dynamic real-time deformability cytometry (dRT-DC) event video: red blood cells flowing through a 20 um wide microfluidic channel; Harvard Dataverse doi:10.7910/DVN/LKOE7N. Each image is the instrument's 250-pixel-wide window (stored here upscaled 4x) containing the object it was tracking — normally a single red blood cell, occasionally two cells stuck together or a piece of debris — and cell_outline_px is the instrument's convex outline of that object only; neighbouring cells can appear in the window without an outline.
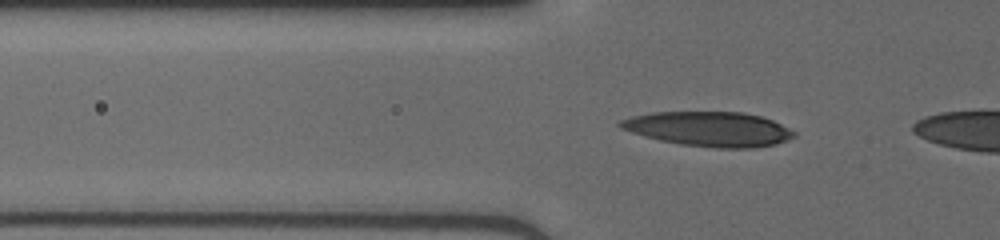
{"species": "human", "species_latin": "Homo sapiens", "temperature_condition": "cold", "stored_images_in_passage": 36, "camera_frame_rate_fps": 3000, "um_per_image_px": 0.085, "donor": {"sex": "male"}, "frame": {"image": 1, "passage_image": 9, "time_ms": 2.667, "image_size_px": [1000, 240], "cell_outline_px": [[796, 136], [776, 144], [748, 148], [716, 148], [680, 144], [660, 140], [632, 132], [620, 128], [616, 124], [620, 120], [632, 116], [652, 112], [744, 112], [760, 116], [772, 120], [796, 132]], "centroid_in_image_um": [60.26, 10.96], "position_along_channel_um": 65.5, "area_um2": 34.97}}
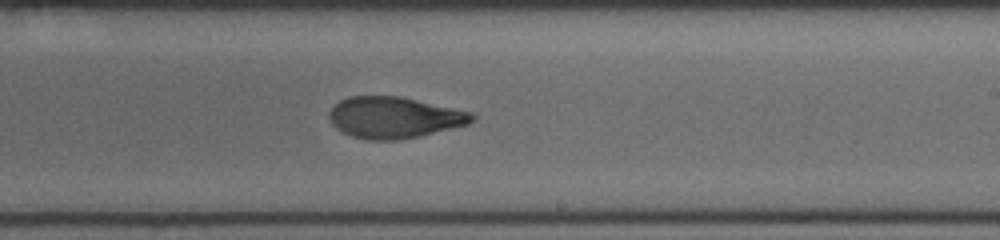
{"frame": {"image": 2, "passage_image": 23, "time_ms": 7.333, "image_size_px": [1000, 240], "cell_outline_px": [[476, 120], [468, 124], [420, 136], [396, 140], [368, 140], [352, 136], [336, 128], [332, 124], [328, 116], [328, 112], [340, 100], [348, 96], [400, 96], [472, 112], [476, 116]], "centroid_in_image_um": [33.51, 9.98], "position_along_channel_um": 255.5, "area_um2": 34.39}}
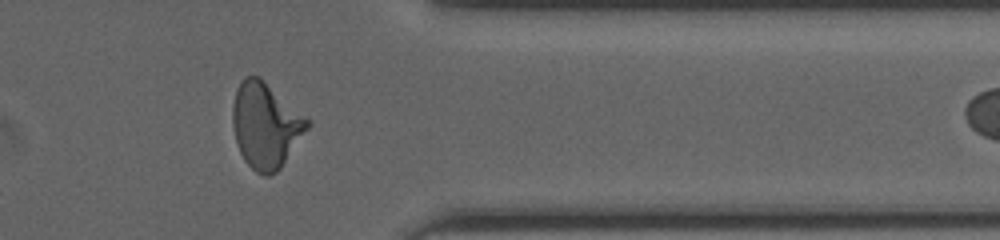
{"frame": {"image": 3, "passage_image": 33, "time_ms": 10.667, "image_size_px": [1000, 240], "cell_outline_px": [[312, 124], [280, 168], [276, 172], [268, 176], [264, 176], [256, 172], [244, 160], [240, 152], [236, 140], [232, 124], [232, 108], [236, 88], [244, 76], [260, 76], [312, 120]], "centroid_in_image_um": [22.6, 10.62], "position_along_channel_um": 388.8, "area_um2": 37.63}}